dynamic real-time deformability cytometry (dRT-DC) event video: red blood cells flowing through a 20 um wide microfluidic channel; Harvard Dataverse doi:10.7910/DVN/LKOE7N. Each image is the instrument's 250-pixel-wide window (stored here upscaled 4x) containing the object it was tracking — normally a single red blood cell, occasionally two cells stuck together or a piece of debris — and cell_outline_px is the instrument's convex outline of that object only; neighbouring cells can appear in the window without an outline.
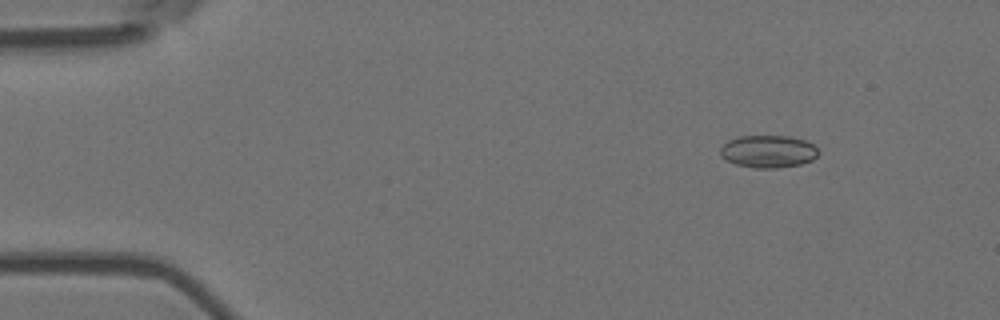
{"species": "Egyptian fruit bat (a non-hibernating species)", "species_latin": "Rousettus aegyptiacus", "temperature_condition": "room temperature", "stored_images_in_passage": 50, "camera_frame_rate_fps": 3000, "um_per_image_px": 0.085, "animal": {"sex": "female"}, "frame": {"image": 1, "passage_image": 1, "time_ms": 0.0, "image_size_px": [1000, 320], "cell_outline_px": [[820, 152], [812, 160], [800, 164], [776, 168], [756, 168], [736, 164], [720, 156], [720, 148], [728, 140], [740, 136], [788, 136], [804, 140], [812, 144]], "centroid_in_image_um": [65.29, 12.87], "position_along_channel_um": 19.7, "area_um2": 18.44}}
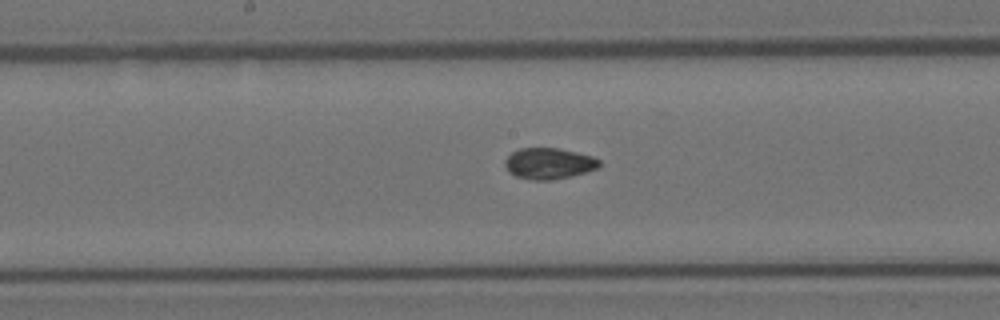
{"frame": {"image": 2, "passage_image": 23, "time_ms": 7.333, "image_size_px": [1000, 320], "cell_outline_px": [[600, 168], [572, 176], [552, 180], [532, 180], [516, 176], [508, 172], [504, 164], [504, 160], [512, 152], [520, 148], [560, 148], [592, 156], [600, 160]], "centroid_in_image_um": [46.66, 13.9], "position_along_channel_um": 201.5, "area_um2": 17.28}}
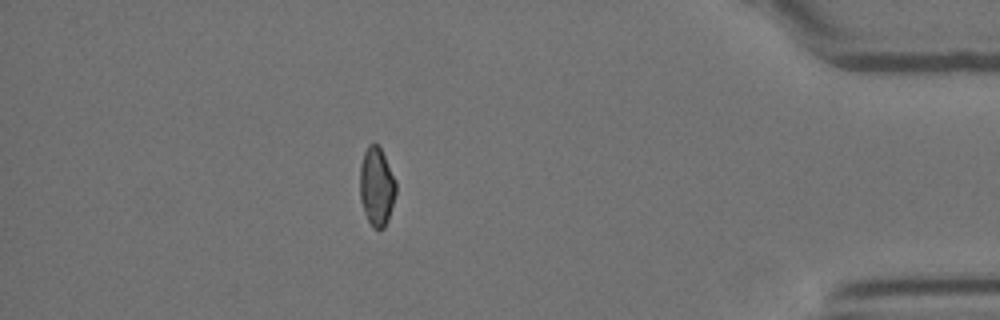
{"frame": {"image": 3, "passage_image": 43, "time_ms": 14.0, "image_size_px": [1000, 320], "cell_outline_px": [[396, 192], [388, 220], [384, 228], [372, 228], [368, 220], [360, 200], [360, 164], [364, 152], [368, 144], [376, 144], [380, 148], [396, 180]], "centroid_in_image_um": [32.01, 15.86], "position_along_channel_um": 403.2, "area_um2": 16.42}, "authors_computed_cell_mechanics": {"area_um2": 17.2822, "velocity_mm_per_s": 3.68, "shape_relaxation_time_tau1_ms": null, "shape_relaxation_time_tau2_ms": 1.8844, "deformation_change_tau1": null, "deformation_change_tau2": 0.0486}}